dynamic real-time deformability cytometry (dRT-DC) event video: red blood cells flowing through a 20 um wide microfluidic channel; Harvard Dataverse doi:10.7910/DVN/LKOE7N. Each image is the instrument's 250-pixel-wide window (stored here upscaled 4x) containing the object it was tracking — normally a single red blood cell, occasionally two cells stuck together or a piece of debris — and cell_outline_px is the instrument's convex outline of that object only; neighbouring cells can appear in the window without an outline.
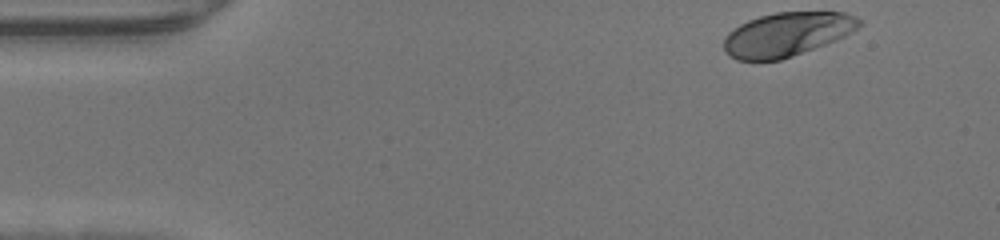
{"species": "human", "species_latin": "Homo sapiens", "temperature_condition": "warm", "stored_images_in_passage": 44, "camera_frame_rate_fps": 3000, "um_per_image_px": 0.085, "donor": {"sex": "male"}, "frame": {"image": 1, "passage_image": 1, "time_ms": 0.0, "image_size_px": [1000, 240], "cell_outline_px": [[864, 24], [852, 32], [836, 40], [792, 56], [780, 60], [736, 60], [728, 56], [724, 52], [724, 36], [728, 32], [740, 24], [748, 20], [760, 16], [776, 12], [844, 12], [856, 16]], "centroid_in_image_um": [66.88, 2.91], "position_along_channel_um": 18.1, "area_um2": 34.74}}
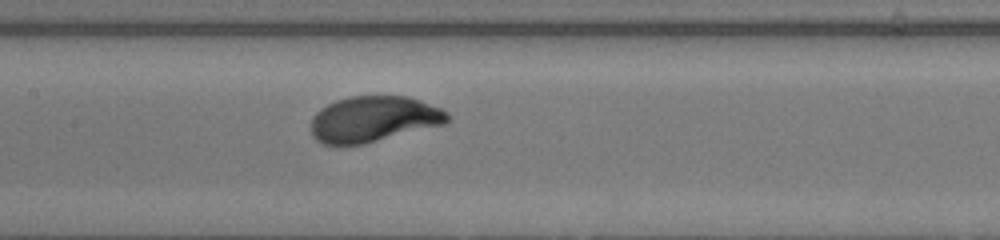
{"frame": {"image": 2, "passage_image": 19, "time_ms": 6.0, "image_size_px": [1000, 240], "cell_outline_px": [[452, 120], [444, 124], [364, 144], [324, 144], [316, 140], [312, 136], [312, 116], [320, 108], [336, 100], [348, 96], [408, 96], [420, 100], [440, 108], [448, 112]], "centroid_in_image_um": [31.77, 10.11], "position_along_channel_um": 175.6, "area_um2": 36.47}}
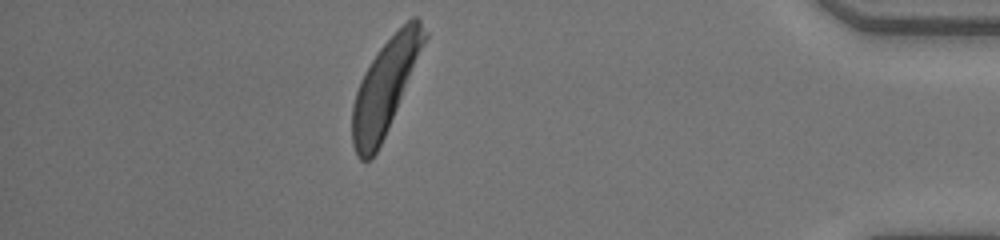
{"frame": {"image": 3, "passage_image": 38, "time_ms": 12.333, "image_size_px": [1000, 240], "cell_outline_px": [[428, 36], [388, 128], [376, 152], [368, 160], [360, 160], [356, 156], [352, 144], [352, 104], [360, 80], [364, 72], [380, 48], [412, 16], [416, 16], [420, 20], [428, 32]], "centroid_in_image_um": [32.72, 7.38], "position_along_channel_um": 402.5, "area_um2": 38.67}}